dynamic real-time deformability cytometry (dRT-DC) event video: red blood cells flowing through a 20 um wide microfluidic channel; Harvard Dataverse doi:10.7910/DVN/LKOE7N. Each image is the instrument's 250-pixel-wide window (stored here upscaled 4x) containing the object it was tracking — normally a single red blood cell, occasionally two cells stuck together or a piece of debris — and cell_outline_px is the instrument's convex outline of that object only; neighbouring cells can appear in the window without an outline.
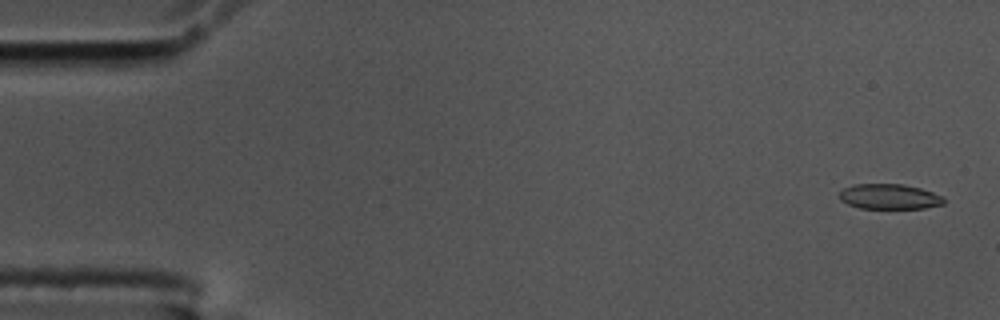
{"species": "common noctule bat (a hibernating species)", "species_latin": "Nyctalus noctula", "temperature_condition": "cold", "stored_images_in_passage": 55, "segment_of_instrument_passage": [1, 2], "camera_frame_rate_fps": 3000, "um_per_image_px": 0.085, "animal": {"sex": "male", "body_mass_g": 17.5, "forearm_length_mm": 52.3}, "frame": {"image": 1, "passage_image": 2, "time_ms": 0.333, "image_size_px": [1000, 320], "cell_outline_px": [[944, 204], [924, 208], [860, 208], [848, 204], [840, 200], [840, 192], [844, 188], [852, 184], [904, 184], [920, 188], [932, 192], [940, 196], [944, 200]], "centroid_in_image_um": [75.57, 16.7], "position_along_channel_um": 9.4, "area_um2": 15.2}}
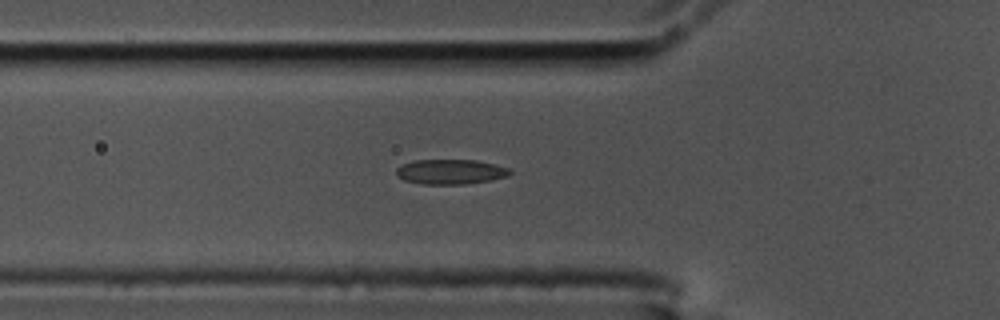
{"frame": {"image": 2, "passage_image": 19, "time_ms": 6.0, "image_size_px": [1000, 320], "cell_outline_px": [[512, 172], [508, 176], [492, 180], [464, 184], [424, 184], [404, 180], [396, 176], [396, 168], [404, 164], [416, 160], [476, 160], [496, 164], [508, 168]], "centroid_in_image_um": [38.31, 14.6], "position_along_channel_um": 87.5, "area_um2": 16.47}}
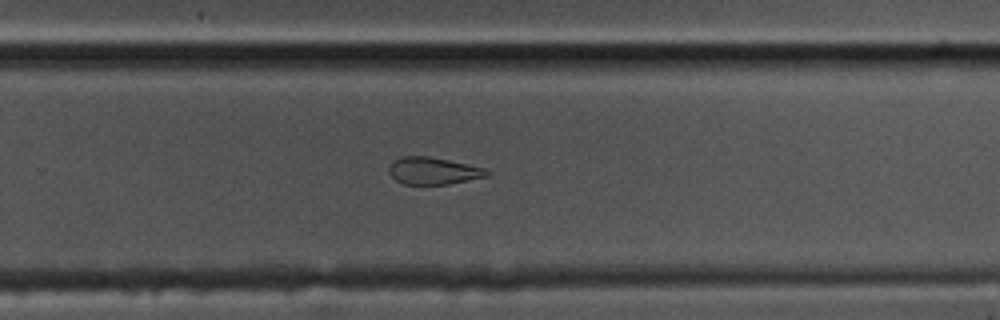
{"frame": {"image": 3, "passage_image": 36, "time_ms": 11.667, "image_size_px": [1000, 320], "cell_outline_px": [[488, 176], [448, 184], [404, 184], [396, 180], [388, 172], [388, 168], [392, 160], [404, 156], [428, 156], [448, 160], [484, 168], [488, 172]], "centroid_in_image_um": [36.77, 14.52], "position_along_channel_um": 293.0, "area_um2": 15.32}}